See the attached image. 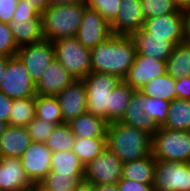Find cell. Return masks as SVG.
Segmentation results:
<instances>
[{
	"instance_id": "cell-6",
	"label": "cell",
	"mask_w": 190,
	"mask_h": 191,
	"mask_svg": "<svg viewBox=\"0 0 190 191\" xmlns=\"http://www.w3.org/2000/svg\"><path fill=\"white\" fill-rule=\"evenodd\" d=\"M121 80L111 74L91 72L83 78L87 91V112L108 122L109 96Z\"/></svg>"
},
{
	"instance_id": "cell-26",
	"label": "cell",
	"mask_w": 190,
	"mask_h": 191,
	"mask_svg": "<svg viewBox=\"0 0 190 191\" xmlns=\"http://www.w3.org/2000/svg\"><path fill=\"white\" fill-rule=\"evenodd\" d=\"M166 62V71L175 79L190 76V45L185 42L174 46Z\"/></svg>"
},
{
	"instance_id": "cell-5",
	"label": "cell",
	"mask_w": 190,
	"mask_h": 191,
	"mask_svg": "<svg viewBox=\"0 0 190 191\" xmlns=\"http://www.w3.org/2000/svg\"><path fill=\"white\" fill-rule=\"evenodd\" d=\"M55 58L74 79H83L91 72V51L77 37H66L53 41Z\"/></svg>"
},
{
	"instance_id": "cell-11",
	"label": "cell",
	"mask_w": 190,
	"mask_h": 191,
	"mask_svg": "<svg viewBox=\"0 0 190 191\" xmlns=\"http://www.w3.org/2000/svg\"><path fill=\"white\" fill-rule=\"evenodd\" d=\"M51 157L52 151L46 143L32 141L20 158L25 174L34 186L51 171Z\"/></svg>"
},
{
	"instance_id": "cell-14",
	"label": "cell",
	"mask_w": 190,
	"mask_h": 191,
	"mask_svg": "<svg viewBox=\"0 0 190 191\" xmlns=\"http://www.w3.org/2000/svg\"><path fill=\"white\" fill-rule=\"evenodd\" d=\"M165 73H167L165 61L136 53L134 63L128 69L123 81L134 90H140L147 82Z\"/></svg>"
},
{
	"instance_id": "cell-33",
	"label": "cell",
	"mask_w": 190,
	"mask_h": 191,
	"mask_svg": "<svg viewBox=\"0 0 190 191\" xmlns=\"http://www.w3.org/2000/svg\"><path fill=\"white\" fill-rule=\"evenodd\" d=\"M75 142L73 134L68 123L56 125L52 133L48 136L46 146L53 152L70 151Z\"/></svg>"
},
{
	"instance_id": "cell-2",
	"label": "cell",
	"mask_w": 190,
	"mask_h": 191,
	"mask_svg": "<svg viewBox=\"0 0 190 191\" xmlns=\"http://www.w3.org/2000/svg\"><path fill=\"white\" fill-rule=\"evenodd\" d=\"M106 147L122 163L143 159L152 153V136L126 123L110 122L107 128Z\"/></svg>"
},
{
	"instance_id": "cell-9",
	"label": "cell",
	"mask_w": 190,
	"mask_h": 191,
	"mask_svg": "<svg viewBox=\"0 0 190 191\" xmlns=\"http://www.w3.org/2000/svg\"><path fill=\"white\" fill-rule=\"evenodd\" d=\"M16 55L23 62L36 84L48 65L55 59V48L52 41L43 39L40 42L20 47Z\"/></svg>"
},
{
	"instance_id": "cell-43",
	"label": "cell",
	"mask_w": 190,
	"mask_h": 191,
	"mask_svg": "<svg viewBox=\"0 0 190 191\" xmlns=\"http://www.w3.org/2000/svg\"><path fill=\"white\" fill-rule=\"evenodd\" d=\"M176 98L190 100V76L176 79Z\"/></svg>"
},
{
	"instance_id": "cell-25",
	"label": "cell",
	"mask_w": 190,
	"mask_h": 191,
	"mask_svg": "<svg viewBox=\"0 0 190 191\" xmlns=\"http://www.w3.org/2000/svg\"><path fill=\"white\" fill-rule=\"evenodd\" d=\"M156 159L152 153L143 159L123 163L122 179L133 180L143 184H153Z\"/></svg>"
},
{
	"instance_id": "cell-39",
	"label": "cell",
	"mask_w": 190,
	"mask_h": 191,
	"mask_svg": "<svg viewBox=\"0 0 190 191\" xmlns=\"http://www.w3.org/2000/svg\"><path fill=\"white\" fill-rule=\"evenodd\" d=\"M18 49L9 24L0 22V56L10 58L17 54Z\"/></svg>"
},
{
	"instance_id": "cell-47",
	"label": "cell",
	"mask_w": 190,
	"mask_h": 191,
	"mask_svg": "<svg viewBox=\"0 0 190 191\" xmlns=\"http://www.w3.org/2000/svg\"><path fill=\"white\" fill-rule=\"evenodd\" d=\"M49 6L68 5V4H85L87 0H48Z\"/></svg>"
},
{
	"instance_id": "cell-35",
	"label": "cell",
	"mask_w": 190,
	"mask_h": 191,
	"mask_svg": "<svg viewBox=\"0 0 190 191\" xmlns=\"http://www.w3.org/2000/svg\"><path fill=\"white\" fill-rule=\"evenodd\" d=\"M142 110L151 118L157 127L166 122L170 101L156 99L142 94Z\"/></svg>"
},
{
	"instance_id": "cell-12",
	"label": "cell",
	"mask_w": 190,
	"mask_h": 191,
	"mask_svg": "<svg viewBox=\"0 0 190 191\" xmlns=\"http://www.w3.org/2000/svg\"><path fill=\"white\" fill-rule=\"evenodd\" d=\"M142 29L148 37L165 38L177 45L184 42V14L169 13L145 19Z\"/></svg>"
},
{
	"instance_id": "cell-40",
	"label": "cell",
	"mask_w": 190,
	"mask_h": 191,
	"mask_svg": "<svg viewBox=\"0 0 190 191\" xmlns=\"http://www.w3.org/2000/svg\"><path fill=\"white\" fill-rule=\"evenodd\" d=\"M33 18H42L41 15L28 4L26 0H18L16 10L14 12L13 19H26L31 20Z\"/></svg>"
},
{
	"instance_id": "cell-50",
	"label": "cell",
	"mask_w": 190,
	"mask_h": 191,
	"mask_svg": "<svg viewBox=\"0 0 190 191\" xmlns=\"http://www.w3.org/2000/svg\"><path fill=\"white\" fill-rule=\"evenodd\" d=\"M8 61H9L8 57L0 56V85H1V82L3 80V76L5 73V69H6V64Z\"/></svg>"
},
{
	"instance_id": "cell-3",
	"label": "cell",
	"mask_w": 190,
	"mask_h": 191,
	"mask_svg": "<svg viewBox=\"0 0 190 191\" xmlns=\"http://www.w3.org/2000/svg\"><path fill=\"white\" fill-rule=\"evenodd\" d=\"M85 4L49 6L42 14L43 38L55 41L66 37H75L78 33Z\"/></svg>"
},
{
	"instance_id": "cell-8",
	"label": "cell",
	"mask_w": 190,
	"mask_h": 191,
	"mask_svg": "<svg viewBox=\"0 0 190 191\" xmlns=\"http://www.w3.org/2000/svg\"><path fill=\"white\" fill-rule=\"evenodd\" d=\"M154 191H190L187 163L156 159Z\"/></svg>"
},
{
	"instance_id": "cell-18",
	"label": "cell",
	"mask_w": 190,
	"mask_h": 191,
	"mask_svg": "<svg viewBox=\"0 0 190 191\" xmlns=\"http://www.w3.org/2000/svg\"><path fill=\"white\" fill-rule=\"evenodd\" d=\"M129 38L134 43L137 54L163 61L168 59L175 46L172 41H167L165 38L148 37L143 29L131 33Z\"/></svg>"
},
{
	"instance_id": "cell-42",
	"label": "cell",
	"mask_w": 190,
	"mask_h": 191,
	"mask_svg": "<svg viewBox=\"0 0 190 191\" xmlns=\"http://www.w3.org/2000/svg\"><path fill=\"white\" fill-rule=\"evenodd\" d=\"M117 185L118 191H154L153 184H143L127 179H121Z\"/></svg>"
},
{
	"instance_id": "cell-45",
	"label": "cell",
	"mask_w": 190,
	"mask_h": 191,
	"mask_svg": "<svg viewBox=\"0 0 190 191\" xmlns=\"http://www.w3.org/2000/svg\"><path fill=\"white\" fill-rule=\"evenodd\" d=\"M184 14V42L190 45V5L182 8Z\"/></svg>"
},
{
	"instance_id": "cell-49",
	"label": "cell",
	"mask_w": 190,
	"mask_h": 191,
	"mask_svg": "<svg viewBox=\"0 0 190 191\" xmlns=\"http://www.w3.org/2000/svg\"><path fill=\"white\" fill-rule=\"evenodd\" d=\"M95 191H118V185L117 183L95 185Z\"/></svg>"
},
{
	"instance_id": "cell-31",
	"label": "cell",
	"mask_w": 190,
	"mask_h": 191,
	"mask_svg": "<svg viewBox=\"0 0 190 191\" xmlns=\"http://www.w3.org/2000/svg\"><path fill=\"white\" fill-rule=\"evenodd\" d=\"M106 148V138H79L75 137L72 151L80 159L81 163L88 165Z\"/></svg>"
},
{
	"instance_id": "cell-30",
	"label": "cell",
	"mask_w": 190,
	"mask_h": 191,
	"mask_svg": "<svg viewBox=\"0 0 190 191\" xmlns=\"http://www.w3.org/2000/svg\"><path fill=\"white\" fill-rule=\"evenodd\" d=\"M35 114L43 122L60 125L63 123V116L60 109L59 101L56 95H39L35 96Z\"/></svg>"
},
{
	"instance_id": "cell-28",
	"label": "cell",
	"mask_w": 190,
	"mask_h": 191,
	"mask_svg": "<svg viewBox=\"0 0 190 191\" xmlns=\"http://www.w3.org/2000/svg\"><path fill=\"white\" fill-rule=\"evenodd\" d=\"M134 91L123 80L115 86L109 96L108 123L119 121L122 118Z\"/></svg>"
},
{
	"instance_id": "cell-44",
	"label": "cell",
	"mask_w": 190,
	"mask_h": 191,
	"mask_svg": "<svg viewBox=\"0 0 190 191\" xmlns=\"http://www.w3.org/2000/svg\"><path fill=\"white\" fill-rule=\"evenodd\" d=\"M13 99L0 92V121L8 124L10 109L12 108Z\"/></svg>"
},
{
	"instance_id": "cell-54",
	"label": "cell",
	"mask_w": 190,
	"mask_h": 191,
	"mask_svg": "<svg viewBox=\"0 0 190 191\" xmlns=\"http://www.w3.org/2000/svg\"><path fill=\"white\" fill-rule=\"evenodd\" d=\"M187 168H188V171H189V185H190V161L187 162Z\"/></svg>"
},
{
	"instance_id": "cell-52",
	"label": "cell",
	"mask_w": 190,
	"mask_h": 191,
	"mask_svg": "<svg viewBox=\"0 0 190 191\" xmlns=\"http://www.w3.org/2000/svg\"><path fill=\"white\" fill-rule=\"evenodd\" d=\"M7 127H8L7 123L0 121V136L5 132Z\"/></svg>"
},
{
	"instance_id": "cell-15",
	"label": "cell",
	"mask_w": 190,
	"mask_h": 191,
	"mask_svg": "<svg viewBox=\"0 0 190 191\" xmlns=\"http://www.w3.org/2000/svg\"><path fill=\"white\" fill-rule=\"evenodd\" d=\"M63 116V123L87 112V91L83 79H75L56 95Z\"/></svg>"
},
{
	"instance_id": "cell-51",
	"label": "cell",
	"mask_w": 190,
	"mask_h": 191,
	"mask_svg": "<svg viewBox=\"0 0 190 191\" xmlns=\"http://www.w3.org/2000/svg\"><path fill=\"white\" fill-rule=\"evenodd\" d=\"M176 4H178L181 8L190 5V0H173Z\"/></svg>"
},
{
	"instance_id": "cell-46",
	"label": "cell",
	"mask_w": 190,
	"mask_h": 191,
	"mask_svg": "<svg viewBox=\"0 0 190 191\" xmlns=\"http://www.w3.org/2000/svg\"><path fill=\"white\" fill-rule=\"evenodd\" d=\"M41 15L49 8L48 0H26Z\"/></svg>"
},
{
	"instance_id": "cell-22",
	"label": "cell",
	"mask_w": 190,
	"mask_h": 191,
	"mask_svg": "<svg viewBox=\"0 0 190 191\" xmlns=\"http://www.w3.org/2000/svg\"><path fill=\"white\" fill-rule=\"evenodd\" d=\"M69 126L79 138H106L109 123L101 117L91 113H83L71 120Z\"/></svg>"
},
{
	"instance_id": "cell-19",
	"label": "cell",
	"mask_w": 190,
	"mask_h": 191,
	"mask_svg": "<svg viewBox=\"0 0 190 191\" xmlns=\"http://www.w3.org/2000/svg\"><path fill=\"white\" fill-rule=\"evenodd\" d=\"M75 79L55 58L36 83V94L57 95Z\"/></svg>"
},
{
	"instance_id": "cell-53",
	"label": "cell",
	"mask_w": 190,
	"mask_h": 191,
	"mask_svg": "<svg viewBox=\"0 0 190 191\" xmlns=\"http://www.w3.org/2000/svg\"><path fill=\"white\" fill-rule=\"evenodd\" d=\"M27 191H42V190L38 186H34L33 188H31Z\"/></svg>"
},
{
	"instance_id": "cell-37",
	"label": "cell",
	"mask_w": 190,
	"mask_h": 191,
	"mask_svg": "<svg viewBox=\"0 0 190 191\" xmlns=\"http://www.w3.org/2000/svg\"><path fill=\"white\" fill-rule=\"evenodd\" d=\"M122 0H87L86 6L96 10L110 25L116 18Z\"/></svg>"
},
{
	"instance_id": "cell-23",
	"label": "cell",
	"mask_w": 190,
	"mask_h": 191,
	"mask_svg": "<svg viewBox=\"0 0 190 191\" xmlns=\"http://www.w3.org/2000/svg\"><path fill=\"white\" fill-rule=\"evenodd\" d=\"M14 41L18 48L42 41V18L12 19L9 24Z\"/></svg>"
},
{
	"instance_id": "cell-20",
	"label": "cell",
	"mask_w": 190,
	"mask_h": 191,
	"mask_svg": "<svg viewBox=\"0 0 190 191\" xmlns=\"http://www.w3.org/2000/svg\"><path fill=\"white\" fill-rule=\"evenodd\" d=\"M31 142L27 127L8 125L0 136V157L21 158Z\"/></svg>"
},
{
	"instance_id": "cell-16",
	"label": "cell",
	"mask_w": 190,
	"mask_h": 191,
	"mask_svg": "<svg viewBox=\"0 0 190 191\" xmlns=\"http://www.w3.org/2000/svg\"><path fill=\"white\" fill-rule=\"evenodd\" d=\"M145 18L140 0H122L115 20L110 24L113 35L129 36L142 29Z\"/></svg>"
},
{
	"instance_id": "cell-38",
	"label": "cell",
	"mask_w": 190,
	"mask_h": 191,
	"mask_svg": "<svg viewBox=\"0 0 190 191\" xmlns=\"http://www.w3.org/2000/svg\"><path fill=\"white\" fill-rule=\"evenodd\" d=\"M55 126L54 124L43 122V120L38 117H34L26 127L31 141L46 143L48 136L52 133Z\"/></svg>"
},
{
	"instance_id": "cell-24",
	"label": "cell",
	"mask_w": 190,
	"mask_h": 191,
	"mask_svg": "<svg viewBox=\"0 0 190 191\" xmlns=\"http://www.w3.org/2000/svg\"><path fill=\"white\" fill-rule=\"evenodd\" d=\"M51 171L58 175L70 176L76 183L84 179L85 167L75 153L70 151L53 152Z\"/></svg>"
},
{
	"instance_id": "cell-34",
	"label": "cell",
	"mask_w": 190,
	"mask_h": 191,
	"mask_svg": "<svg viewBox=\"0 0 190 191\" xmlns=\"http://www.w3.org/2000/svg\"><path fill=\"white\" fill-rule=\"evenodd\" d=\"M141 12L145 19L169 13H183L182 8L173 0H140Z\"/></svg>"
},
{
	"instance_id": "cell-41",
	"label": "cell",
	"mask_w": 190,
	"mask_h": 191,
	"mask_svg": "<svg viewBox=\"0 0 190 191\" xmlns=\"http://www.w3.org/2000/svg\"><path fill=\"white\" fill-rule=\"evenodd\" d=\"M18 0H0V22L10 24L16 10Z\"/></svg>"
},
{
	"instance_id": "cell-48",
	"label": "cell",
	"mask_w": 190,
	"mask_h": 191,
	"mask_svg": "<svg viewBox=\"0 0 190 191\" xmlns=\"http://www.w3.org/2000/svg\"><path fill=\"white\" fill-rule=\"evenodd\" d=\"M74 191H95V185L83 179L80 183L76 184Z\"/></svg>"
},
{
	"instance_id": "cell-32",
	"label": "cell",
	"mask_w": 190,
	"mask_h": 191,
	"mask_svg": "<svg viewBox=\"0 0 190 191\" xmlns=\"http://www.w3.org/2000/svg\"><path fill=\"white\" fill-rule=\"evenodd\" d=\"M10 110L8 125L26 127L36 117L35 97L14 99Z\"/></svg>"
},
{
	"instance_id": "cell-13",
	"label": "cell",
	"mask_w": 190,
	"mask_h": 191,
	"mask_svg": "<svg viewBox=\"0 0 190 191\" xmlns=\"http://www.w3.org/2000/svg\"><path fill=\"white\" fill-rule=\"evenodd\" d=\"M111 35L110 25L104 18L96 10L86 6L76 35L80 43L92 49Z\"/></svg>"
},
{
	"instance_id": "cell-10",
	"label": "cell",
	"mask_w": 190,
	"mask_h": 191,
	"mask_svg": "<svg viewBox=\"0 0 190 191\" xmlns=\"http://www.w3.org/2000/svg\"><path fill=\"white\" fill-rule=\"evenodd\" d=\"M123 163L107 147L85 166L84 180L94 185L115 184L122 179Z\"/></svg>"
},
{
	"instance_id": "cell-1",
	"label": "cell",
	"mask_w": 190,
	"mask_h": 191,
	"mask_svg": "<svg viewBox=\"0 0 190 191\" xmlns=\"http://www.w3.org/2000/svg\"><path fill=\"white\" fill-rule=\"evenodd\" d=\"M91 51L92 72L111 74L123 80L133 65L136 50L129 36L111 35Z\"/></svg>"
},
{
	"instance_id": "cell-7",
	"label": "cell",
	"mask_w": 190,
	"mask_h": 191,
	"mask_svg": "<svg viewBox=\"0 0 190 191\" xmlns=\"http://www.w3.org/2000/svg\"><path fill=\"white\" fill-rule=\"evenodd\" d=\"M0 92L13 100L36 96V84L17 55L10 57L6 64Z\"/></svg>"
},
{
	"instance_id": "cell-17",
	"label": "cell",
	"mask_w": 190,
	"mask_h": 191,
	"mask_svg": "<svg viewBox=\"0 0 190 191\" xmlns=\"http://www.w3.org/2000/svg\"><path fill=\"white\" fill-rule=\"evenodd\" d=\"M33 187L20 158L0 157V191H27Z\"/></svg>"
},
{
	"instance_id": "cell-27",
	"label": "cell",
	"mask_w": 190,
	"mask_h": 191,
	"mask_svg": "<svg viewBox=\"0 0 190 191\" xmlns=\"http://www.w3.org/2000/svg\"><path fill=\"white\" fill-rule=\"evenodd\" d=\"M176 79L170 74L165 73L162 76L155 77L147 82L139 91L144 96L156 99L172 101L176 99Z\"/></svg>"
},
{
	"instance_id": "cell-4",
	"label": "cell",
	"mask_w": 190,
	"mask_h": 191,
	"mask_svg": "<svg viewBox=\"0 0 190 191\" xmlns=\"http://www.w3.org/2000/svg\"><path fill=\"white\" fill-rule=\"evenodd\" d=\"M155 159L187 163L190 161V131L158 127L152 136Z\"/></svg>"
},
{
	"instance_id": "cell-29",
	"label": "cell",
	"mask_w": 190,
	"mask_h": 191,
	"mask_svg": "<svg viewBox=\"0 0 190 191\" xmlns=\"http://www.w3.org/2000/svg\"><path fill=\"white\" fill-rule=\"evenodd\" d=\"M166 129L190 131V100L176 98L170 102L166 122L162 126Z\"/></svg>"
},
{
	"instance_id": "cell-21",
	"label": "cell",
	"mask_w": 190,
	"mask_h": 191,
	"mask_svg": "<svg viewBox=\"0 0 190 191\" xmlns=\"http://www.w3.org/2000/svg\"><path fill=\"white\" fill-rule=\"evenodd\" d=\"M142 105V93L139 90H135L119 122L132 125L153 136L158 127L142 110Z\"/></svg>"
},
{
	"instance_id": "cell-36",
	"label": "cell",
	"mask_w": 190,
	"mask_h": 191,
	"mask_svg": "<svg viewBox=\"0 0 190 191\" xmlns=\"http://www.w3.org/2000/svg\"><path fill=\"white\" fill-rule=\"evenodd\" d=\"M76 182L70 176L58 175L50 171L38 184L42 191H74Z\"/></svg>"
}]
</instances>
